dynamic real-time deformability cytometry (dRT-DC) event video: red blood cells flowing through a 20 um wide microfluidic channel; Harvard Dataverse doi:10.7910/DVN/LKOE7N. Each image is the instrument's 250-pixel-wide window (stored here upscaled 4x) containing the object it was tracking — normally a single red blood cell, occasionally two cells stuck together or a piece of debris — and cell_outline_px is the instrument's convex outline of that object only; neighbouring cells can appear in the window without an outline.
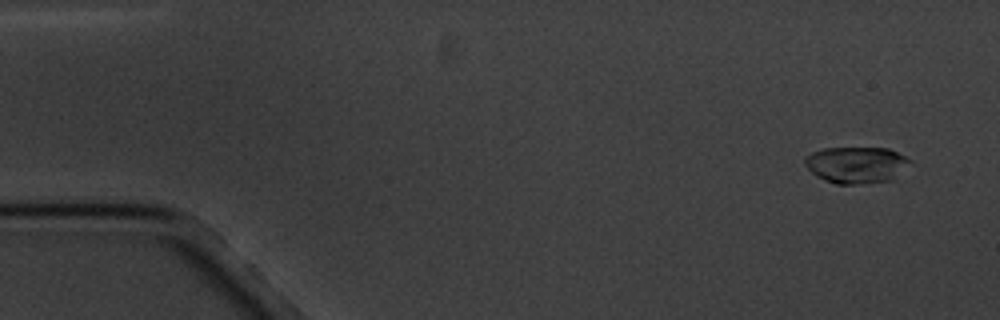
{"species": "common noctule bat (a hibernating species)", "species_latin": "Nyctalus noctula", "temperature_condition": "cold", "stored_images_in_passage": 5, "camera_frame_rate_fps": 3000, "um_per_image_px": 0.085, "animal": {"sex": "male", "body_mass_g": 20.1, "forearm_length_mm": 53.5}, "frame": {"image": 1, "passage_image": 1, "time_ms": 0.0, "image_size_px": [1000, 320], "cell_outline_px": [[912, 160], [892, 180], [856, 184], [836, 184], [824, 180], [816, 176], [804, 164], [804, 160], [812, 152], [824, 148], [888, 148]], "centroid_in_image_um": [72.76, 14.01], "position_along_channel_um": 12.2, "area_um2": 22.14}}
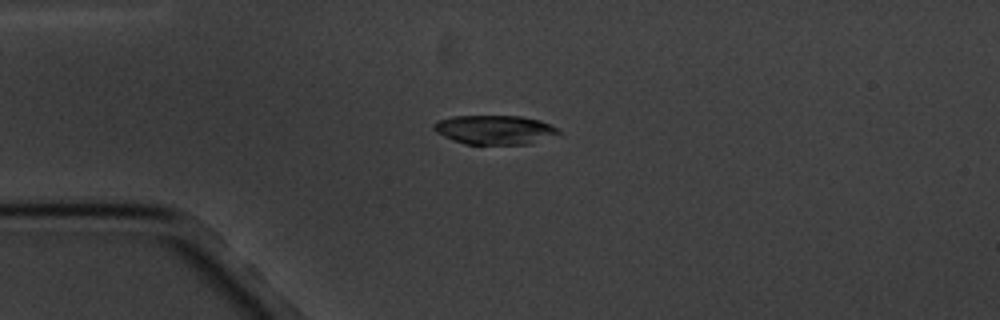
{"frame": {"image": 2, "passage_image": 4, "time_ms": 3.667, "image_size_px": [1000, 320], "cell_outline_px": [[560, 132], [528, 144], [464, 144], [452, 140], [436, 132], [432, 128], [432, 124], [436, 120], [452, 116], [520, 116], [540, 120], [556, 128]], "centroid_in_image_um": [41.94, 11.02], "position_along_channel_um": 43.1, "area_um2": 20.98}}